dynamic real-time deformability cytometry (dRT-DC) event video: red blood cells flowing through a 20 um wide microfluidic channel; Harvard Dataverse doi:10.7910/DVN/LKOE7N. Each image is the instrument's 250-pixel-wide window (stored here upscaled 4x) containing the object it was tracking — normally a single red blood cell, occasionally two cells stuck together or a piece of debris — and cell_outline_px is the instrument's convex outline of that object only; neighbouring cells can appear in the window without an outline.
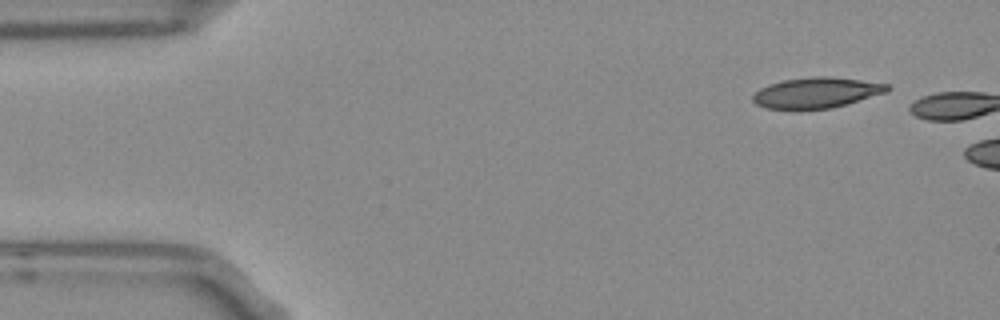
{"species": "Egyptian fruit bat (a non-hibernating species)", "species_latin": "Rousettus aegyptiacus", "temperature_condition": "room temperature", "stored_images_in_passage": 3, "camera_frame_rate_fps": 3000, "um_per_image_px": 0.085, "frame": {"image": 1, "passage_image": 1, "time_ms": 0.0, "image_size_px": [1000, 320], "cell_outline_px": [[892, 88], [888, 92], [848, 104], [832, 108], [764, 108], [756, 104], [752, 100], [752, 96], [760, 88], [768, 84], [784, 80], [812, 76], [828, 76], [860, 80], [888, 84]], "centroid_in_image_um": [69.43, 7.87], "position_along_channel_um": 15.6, "area_um2": 23.87}}